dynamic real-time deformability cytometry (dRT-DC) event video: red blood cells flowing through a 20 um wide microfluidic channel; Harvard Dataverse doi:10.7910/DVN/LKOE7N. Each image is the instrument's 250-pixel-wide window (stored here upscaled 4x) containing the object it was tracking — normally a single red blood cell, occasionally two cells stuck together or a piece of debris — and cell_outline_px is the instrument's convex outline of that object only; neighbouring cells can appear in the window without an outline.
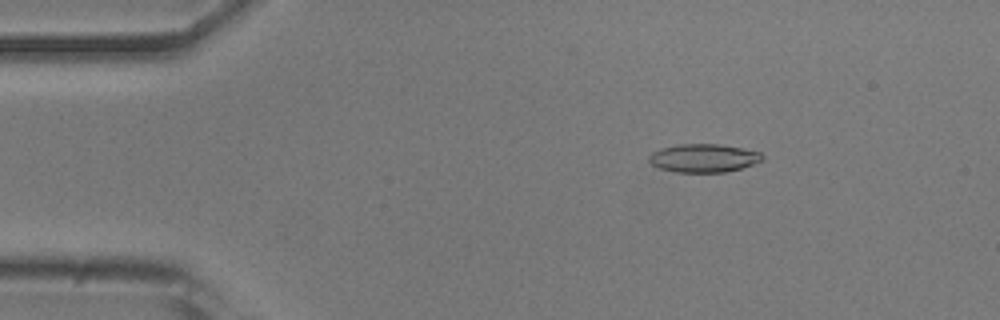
{"species": "common noctule bat (a hibernating species)", "species_latin": "Nyctalus noctula", "temperature_condition": "room temperature", "stored_images_in_passage": 51, "camera_frame_rate_fps": 3000, "um_per_image_px": 0.085, "animal": {"sex": "male", "body_mass_g": 20.5, "forearm_length_mm": 52.5}, "frame": {"image": 1, "passage_image": 7, "time_ms": 2.0, "image_size_px": [1000, 320], "cell_outline_px": [[764, 160], [740, 168], [724, 172], [676, 172], [660, 168], [652, 164], [648, 160], [648, 156], [652, 152], [660, 148], [676, 144], [720, 144], [760, 152], [764, 156]], "centroid_in_image_um": [59.78, 13.43], "position_along_channel_um": 25.2, "area_um2": 18.67}}
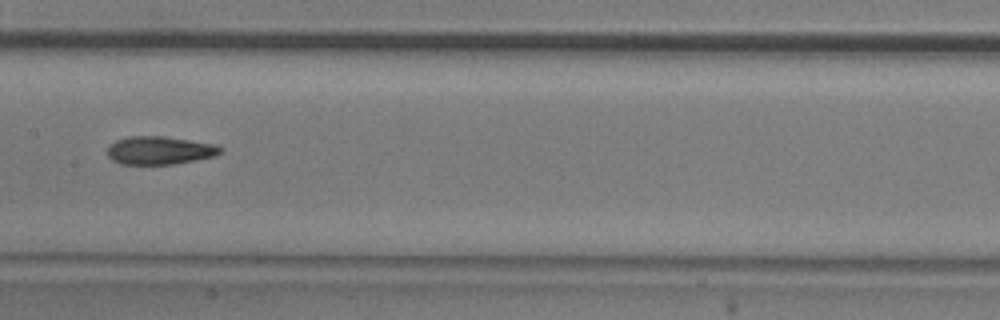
{"frame": {"image": 2, "passage_image": 25, "time_ms": 8.0, "image_size_px": [1000, 320], "cell_outline_px": [[224, 148], [216, 156], [196, 160], [172, 164], [120, 164], [112, 160], [108, 156], [108, 148], [116, 140], [128, 136], [164, 136], [216, 144]], "centroid_in_image_um": [13.59, 12.78], "position_along_channel_um": 193.8, "area_um2": 18.55}}
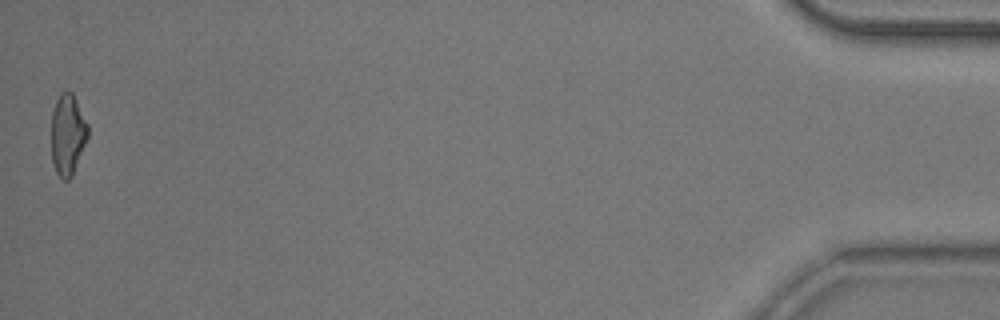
{"frame": {"image": 3, "passage_image": 51, "time_ms": 16.667, "image_size_px": [1000, 320], "cell_outline_px": [[88, 136], [72, 176], [68, 180], [64, 180], [56, 172], [52, 160], [52, 112], [56, 100], [60, 92], [72, 92], [88, 124]], "centroid_in_image_um": [5.75, 11.43], "position_along_channel_um": 429.4, "area_um2": 17.05}, "authors_computed_cell_mechanics": {"area_um2": 18.496, "velocity_mm_per_s": 3.8361, "shape_relaxation_time_tau1_ms": 7.5512, "shape_relaxation_time_tau2_ms": 3.4982, "deformation_change_tau1": 0.2106, "deformation_change_tau2": 0.1305}}